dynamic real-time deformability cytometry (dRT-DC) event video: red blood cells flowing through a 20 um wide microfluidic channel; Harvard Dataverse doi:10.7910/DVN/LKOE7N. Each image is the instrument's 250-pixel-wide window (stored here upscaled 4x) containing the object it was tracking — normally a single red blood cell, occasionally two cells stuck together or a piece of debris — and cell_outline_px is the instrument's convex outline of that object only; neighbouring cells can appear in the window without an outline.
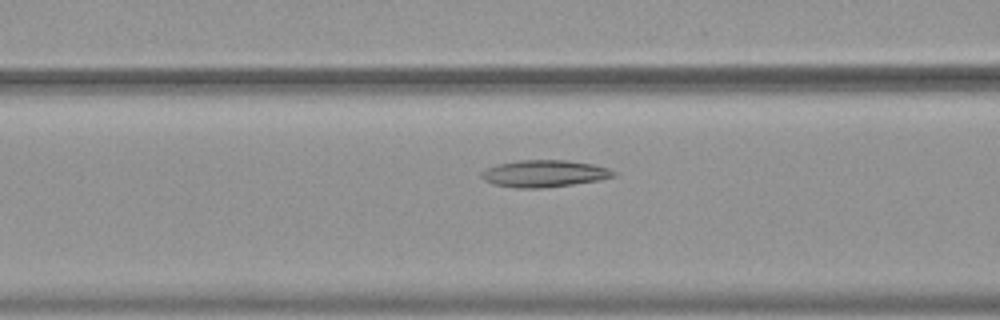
{"species": "common noctule bat (a hibernating species)", "species_latin": "Nyctalus noctula", "temperature_condition": "warm", "stored_images_in_passage": 19, "camera_frame_rate_fps": 3000, "um_per_image_px": 0.085, "animal": {"sex": "female", "body_mass_g": 19.9}, "frame": {"image": 1, "passage_image": 10, "time_ms": 3.0, "image_size_px": [1000, 320], "cell_outline_px": [[616, 176], [600, 180], [572, 184], [540, 188], [516, 188], [492, 184], [484, 180], [480, 176], [480, 172], [496, 164], [520, 160], [568, 160], [592, 164], [608, 168], [616, 172]], "centroid_in_image_um": [46.25, 14.75], "position_along_channel_um": 120.4, "area_um2": 20.81}}
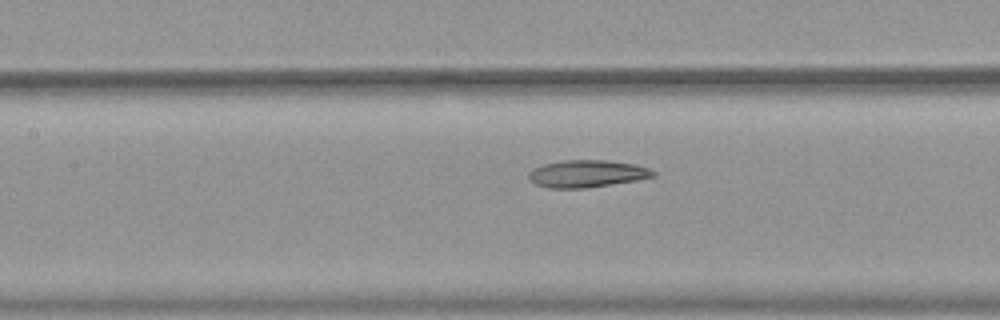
{"frame": {"image": 2, "passage_image": 13, "time_ms": 4.0, "image_size_px": [1000, 320], "cell_outline_px": [[656, 176], [636, 180], [588, 188], [548, 188], [536, 184], [528, 180], [528, 172], [532, 168], [544, 164], [564, 160], [608, 160], [636, 164], [648, 168], [656, 172]], "centroid_in_image_um": [49.87, 14.76], "position_along_channel_um": 157.5, "area_um2": 19.94}}
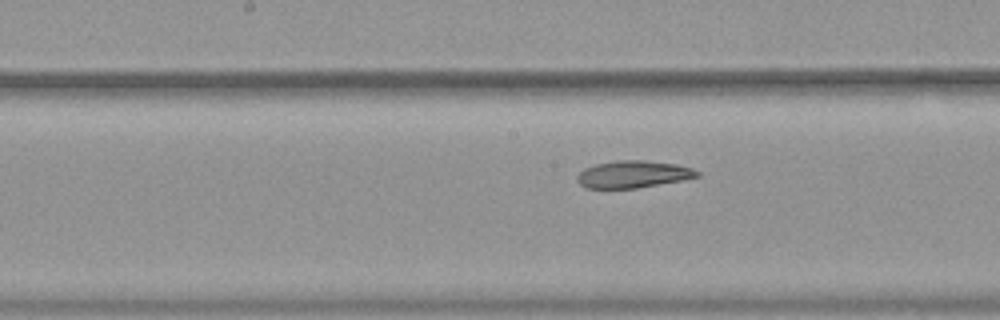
{"frame": {"image": 3, "passage_image": 16, "time_ms": 5.0, "image_size_px": [1000, 320], "cell_outline_px": [[700, 176], [684, 180], [636, 188], [584, 188], [576, 180], [576, 176], [584, 168], [596, 164], [616, 160], [644, 160], [676, 164], [692, 168], [700, 172]], "centroid_in_image_um": [53.81, 14.81], "position_along_channel_um": 194.4, "area_um2": 19.07}}